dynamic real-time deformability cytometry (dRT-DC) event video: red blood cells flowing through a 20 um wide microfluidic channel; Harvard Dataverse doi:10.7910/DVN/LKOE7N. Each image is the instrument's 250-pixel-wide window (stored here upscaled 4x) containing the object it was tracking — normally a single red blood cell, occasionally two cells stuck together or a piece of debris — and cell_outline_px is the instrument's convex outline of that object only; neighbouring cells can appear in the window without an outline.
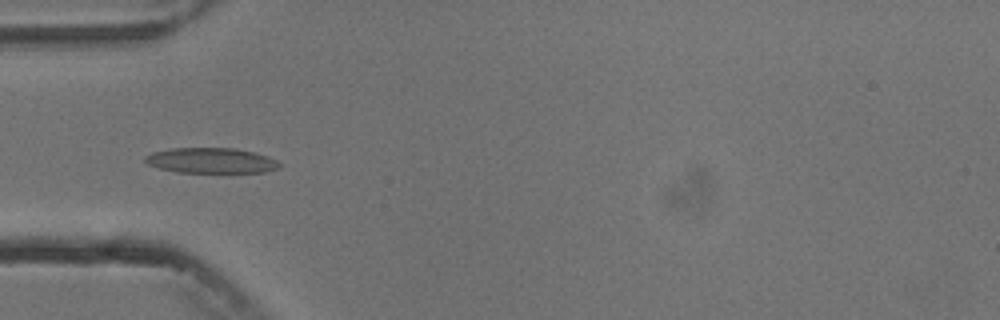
{"species": "common noctule bat (a hibernating species)", "species_latin": "Nyctalus noctula", "temperature_condition": "cold", "stored_images_in_passage": 6, "camera_frame_rate_fps": 3000, "um_per_image_px": 0.085, "animal": {"sex": "male", "body_mass_g": 13.3}, "frame": {"image": 1, "passage_image": 5, "time_ms": 4.333, "image_size_px": [1000, 320], "cell_outline_px": [[280, 164], [276, 168], [264, 172], [176, 172], [160, 168], [148, 164], [144, 160], [144, 156], [152, 152], [172, 148], [236, 148], [268, 156], [276, 160]], "centroid_in_image_um": [17.9, 13.64], "position_along_channel_um": 67.1, "area_um2": 19.65}}
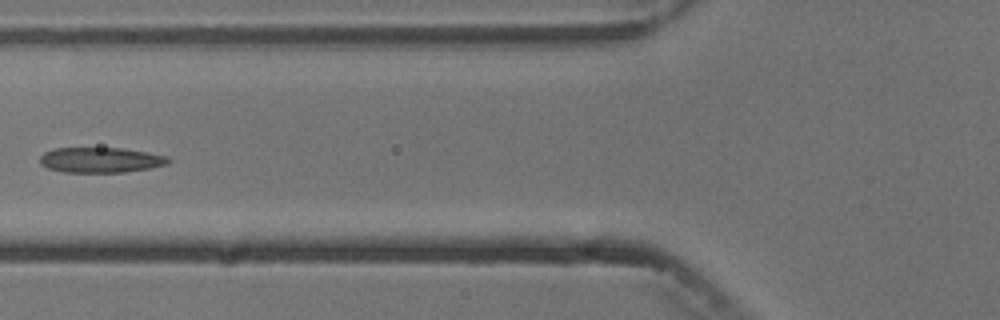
{"frame": {"image": 2, "passage_image": 6, "time_ms": 5.667, "image_size_px": [1000, 320], "cell_outline_px": [[172, 160], [168, 164], [148, 168], [124, 172], [64, 172], [48, 168], [40, 164], [40, 156], [44, 152], [56, 148], [120, 148], [148, 152], [168, 156]], "centroid_in_image_um": [8.56, 13.59], "position_along_channel_um": 117.2, "area_um2": 18.9}}